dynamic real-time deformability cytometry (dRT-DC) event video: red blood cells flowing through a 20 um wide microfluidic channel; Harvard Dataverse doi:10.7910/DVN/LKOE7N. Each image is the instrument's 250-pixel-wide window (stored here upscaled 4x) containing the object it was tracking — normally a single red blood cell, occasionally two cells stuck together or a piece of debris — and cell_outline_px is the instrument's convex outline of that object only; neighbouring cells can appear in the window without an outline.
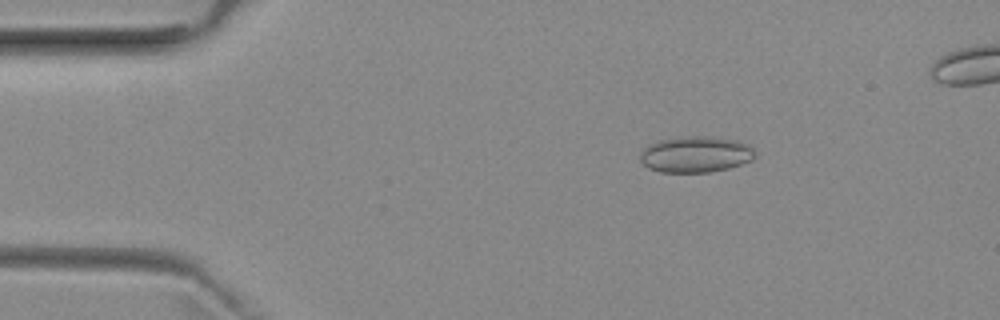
{"species": "common noctule bat (a hibernating species)", "species_latin": "Nyctalus noctula", "temperature_condition": "room temperature", "stored_images_in_passage": 49, "camera_frame_rate_fps": 3000, "um_per_image_px": 0.085, "animal": {"sex": "female", "body_mass_g": 29.2, "forearm_length_mm": 56.3}, "frame": {"image": 1, "passage_image": 8, "time_ms": 2.333, "image_size_px": [1000, 320], "cell_outline_px": [[756, 156], [752, 160], [728, 168], [708, 172], [660, 172], [648, 168], [640, 160], [640, 156], [644, 148], [648, 144], [656, 140], [680, 136], [712, 136], [740, 140], [748, 144], [756, 152]], "centroid_in_image_um": [59.14, 13.1], "position_along_channel_um": 25.9, "area_um2": 24.57}}
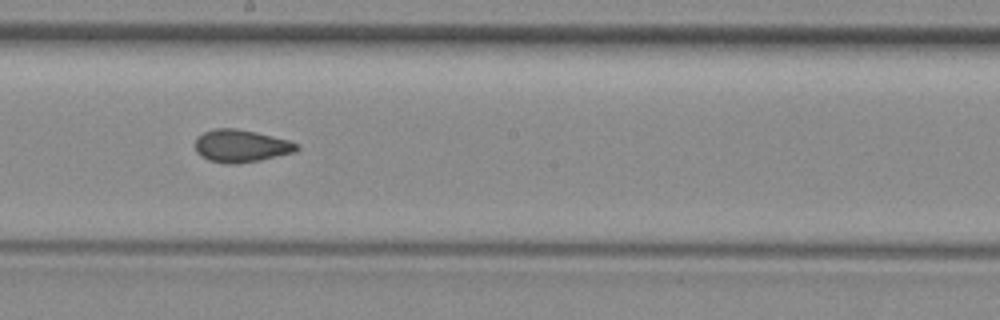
{"frame": {"image": 2, "passage_image": 28, "time_ms": 9.0, "image_size_px": [1000, 320], "cell_outline_px": [[300, 148], [296, 152], [260, 160], [236, 164], [224, 164], [208, 160], [200, 156], [196, 152], [196, 140], [204, 132], [216, 128], [236, 128], [256, 132], [288, 140], [300, 144]], "centroid_in_image_um": [20.51, 12.42], "position_along_channel_um": 227.7, "area_um2": 19.36}}
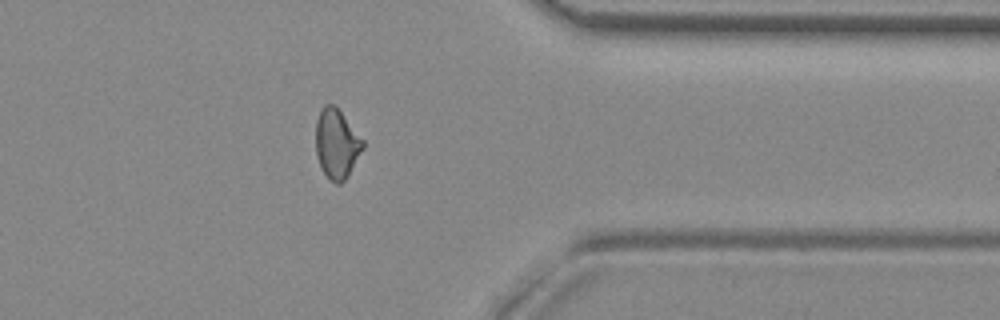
{"frame": {"image": 3, "passage_image": 41, "time_ms": 13.333, "image_size_px": [1000, 320], "cell_outline_px": [[364, 148], [344, 180], [340, 184], [336, 184], [324, 172], [316, 156], [316, 120], [320, 108], [324, 104], [336, 104], [364, 140]], "centroid_in_image_um": [28.61, 12.14], "position_along_channel_um": 382.8, "area_um2": 19.13}, "authors_computed_cell_mechanics": {"area_um2": 19.3052, "velocity_mm_per_s": 3.9337, "shape_relaxation_time_tau1_ms": null, "shape_relaxation_time_tau2_ms": 1.5856, "deformation_change_tau1": null, "deformation_change_tau2": 0.0679}}